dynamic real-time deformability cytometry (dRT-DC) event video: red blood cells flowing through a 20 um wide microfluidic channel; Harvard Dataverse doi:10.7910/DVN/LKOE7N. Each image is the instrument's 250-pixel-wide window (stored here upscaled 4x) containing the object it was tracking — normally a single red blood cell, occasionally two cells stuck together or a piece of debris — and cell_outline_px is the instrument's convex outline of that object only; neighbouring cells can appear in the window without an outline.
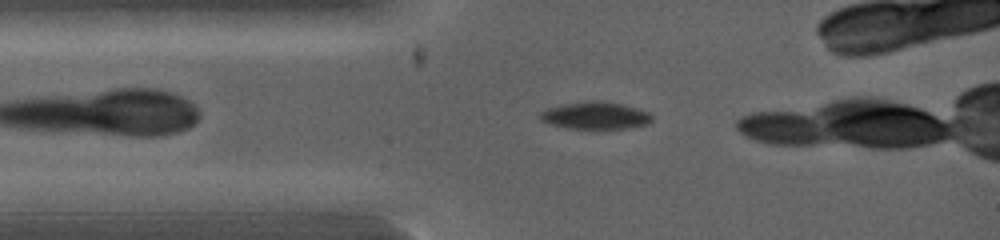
{"species": "common noctule bat (a hibernating species)", "species_latin": "Nyctalus noctula", "temperature_condition": "warm", "stored_images_in_passage": 6, "camera_frame_rate_fps": 5000, "um_per_image_px": 0.085, "animal": {"sex": "female", "body_mass_g": 19.0, "forearm_length_mm": 53.3}, "frame": {"image": 1, "passage_image": 2, "time_ms": 0.4, "image_size_px": [1000, 240], "cell_outline_px": [[652, 120], [648, 124], [628, 128], [596, 132], [564, 128], [548, 124], [540, 120], [540, 112], [548, 108], [564, 104], [596, 100], [600, 100], [624, 104], [648, 112], [652, 116]], "centroid_in_image_um": [50.6, 9.88], "position_along_channel_um": 34.4, "area_um2": 18.67}}
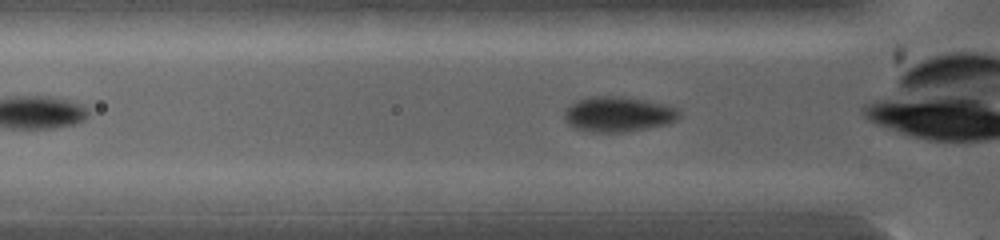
{"frame": {"image": 2, "passage_image": 6, "time_ms": 2.0, "image_size_px": [1000, 240], "cell_outline_px": [[680, 116], [676, 120], [668, 124], [648, 128], [624, 132], [592, 132], [576, 128], [568, 124], [564, 116], [564, 108], [576, 100], [588, 96], [624, 96], [664, 104], [676, 108], [680, 112]], "centroid_in_image_um": [52.52, 9.7], "position_along_channel_um": 73.3, "area_um2": 23.76}}